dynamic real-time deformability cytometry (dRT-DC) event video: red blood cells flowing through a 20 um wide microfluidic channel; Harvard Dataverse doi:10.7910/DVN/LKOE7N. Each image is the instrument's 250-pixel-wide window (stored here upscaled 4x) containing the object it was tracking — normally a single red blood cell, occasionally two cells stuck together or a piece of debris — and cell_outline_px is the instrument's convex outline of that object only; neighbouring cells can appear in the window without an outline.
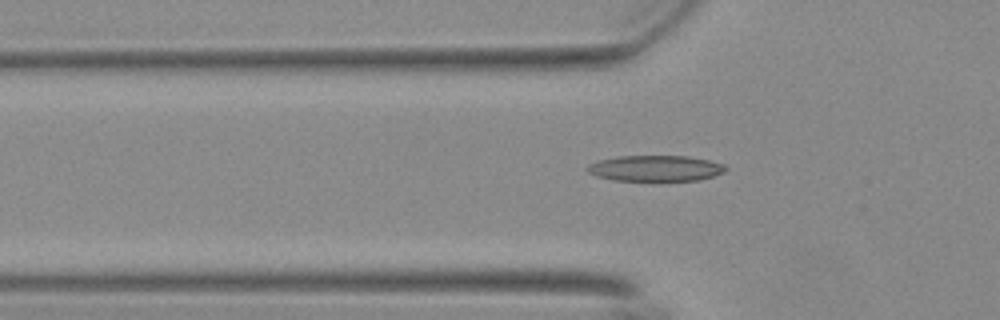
{"species": "Egyptian fruit bat (a non-hibernating species)", "species_latin": "Rousettus aegyptiacus", "temperature_condition": "warm", "stored_images_in_passage": 34, "camera_frame_rate_fps": 3000, "um_per_image_px": 0.085, "animal": {"sex": "female"}, "frame": {"image": 1, "passage_image": 11, "time_ms": 3.333, "image_size_px": [1000, 320], "cell_outline_px": [[728, 168], [724, 172], [700, 180], [616, 180], [596, 176], [588, 172], [584, 168], [588, 164], [596, 160], [620, 156], [688, 156], [708, 160], [724, 164]], "centroid_in_image_um": [55.68, 14.29], "position_along_channel_um": 70.1, "area_um2": 20.81}}
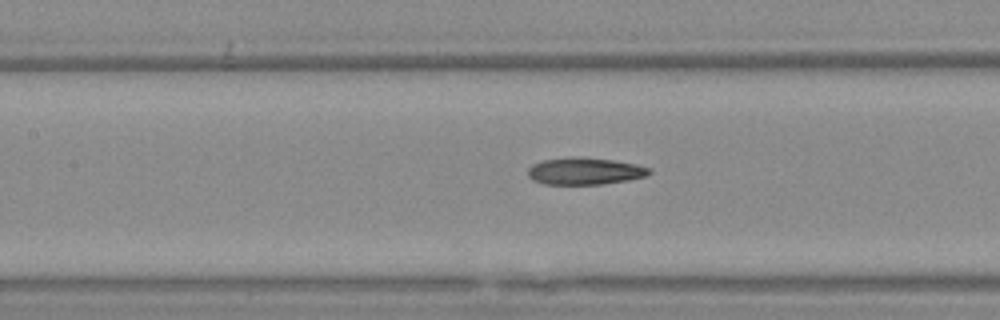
{"frame": {"image": 2, "passage_image": 18, "time_ms": 5.667, "image_size_px": [1000, 320], "cell_outline_px": [[652, 172], [648, 176], [628, 180], [600, 184], [544, 184], [532, 180], [528, 176], [528, 168], [532, 164], [544, 160], [572, 156], [612, 160], [636, 164], [652, 168]], "centroid_in_image_um": [49.72, 14.54], "position_along_channel_um": 157.7, "area_um2": 19.19}}
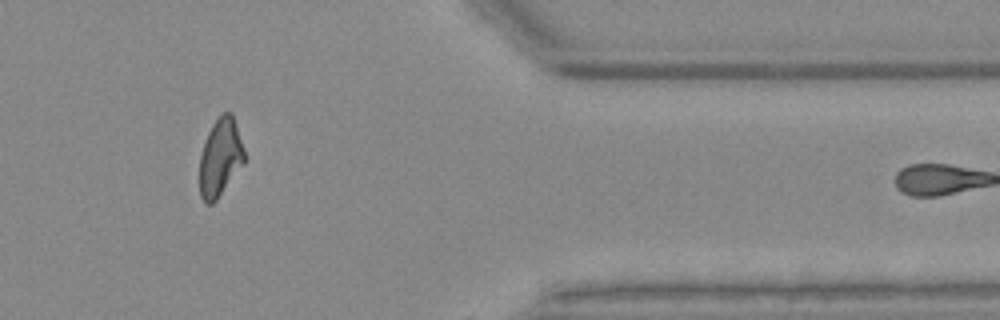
{"frame": {"image": 3, "passage_image": 32, "time_ms": 10.333, "image_size_px": [1000, 320], "cell_outline_px": [[244, 164], [216, 200], [212, 204], [204, 204], [200, 196], [200, 156], [208, 132], [212, 124], [220, 112], [232, 112], [244, 148]], "centroid_in_image_um": [18.72, 13.37], "position_along_channel_um": 392.7, "area_um2": 20.4}, "authors_computed_cell_mechanics": {"area_um2": 19.5942, "velocity_mm_per_s": 3.7255, "shape_relaxation_time_tau1_ms": null, "shape_relaxation_time_tau2_ms": 5.4254, "deformation_change_tau1": null, "deformation_change_tau2": 0.1553}}